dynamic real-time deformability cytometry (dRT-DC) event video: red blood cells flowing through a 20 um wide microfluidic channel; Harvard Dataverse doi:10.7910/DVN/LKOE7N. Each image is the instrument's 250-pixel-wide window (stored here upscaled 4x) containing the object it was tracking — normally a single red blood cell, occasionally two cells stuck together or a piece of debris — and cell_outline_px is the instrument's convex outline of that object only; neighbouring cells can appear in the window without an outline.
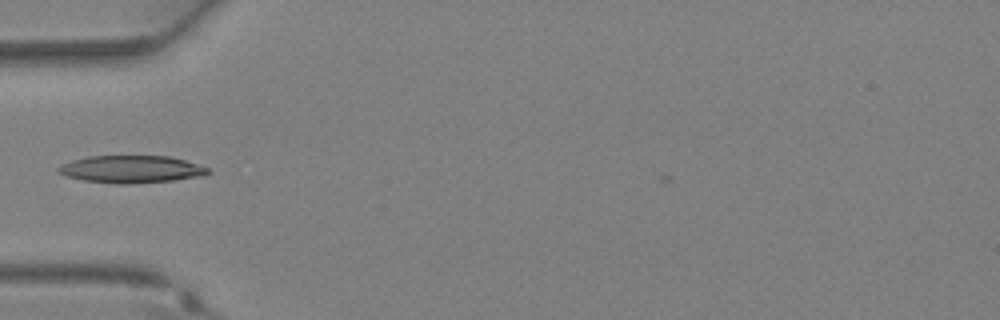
{"species": "Egyptian fruit bat (a non-hibernating species)", "species_latin": "Rousettus aegyptiacus", "temperature_condition": "warm", "stored_images_in_passage": 25, "camera_frame_rate_fps": 3000, "um_per_image_px": 0.085, "animal": {"sex": "female"}, "frame": {"image": 1, "passage_image": 1, "time_ms": 0.0, "image_size_px": [1000, 320], "cell_outline_px": [[208, 172], [200, 176], [172, 180], [124, 184], [116, 184], [84, 180], [64, 176], [56, 172], [56, 168], [72, 160], [88, 156], [172, 156], [208, 168]], "centroid_in_image_um": [11.08, 14.38], "position_along_channel_um": 73.9, "area_um2": 23.64}}
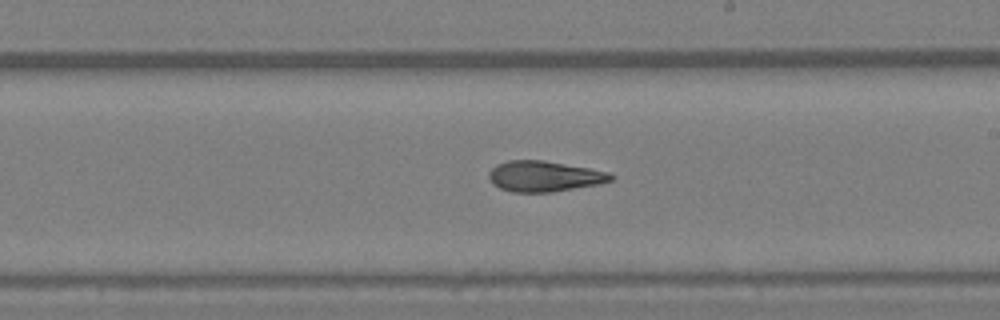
{"frame": {"image": 2, "passage_image": 10, "time_ms": 3.0, "image_size_px": [1000, 320], "cell_outline_px": [[616, 176], [612, 180], [600, 184], [552, 192], [512, 192], [500, 188], [492, 184], [488, 176], [488, 172], [496, 164], [508, 160], [544, 160], [588, 168], [608, 172]], "centroid_in_image_um": [46.25, 14.98], "position_along_channel_um": 242.8, "area_um2": 21.91}}
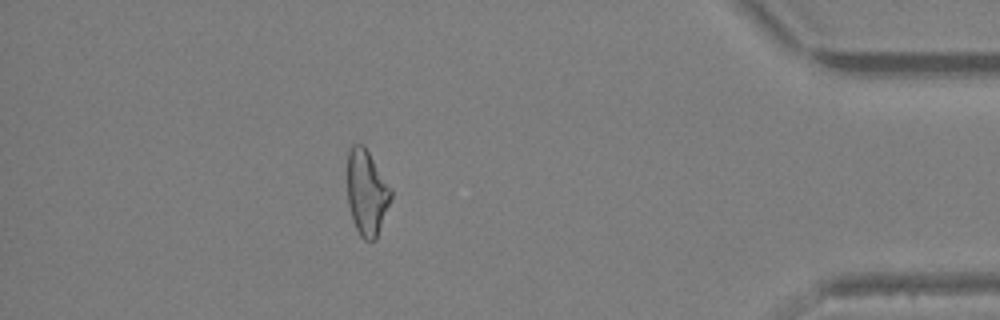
{"frame": {"image": 3, "passage_image": 21, "time_ms": 6.667, "image_size_px": [1000, 320], "cell_outline_px": [[392, 196], [376, 240], [364, 240], [360, 236], [352, 220], [348, 204], [348, 148], [352, 144], [364, 144], [392, 188]], "centroid_in_image_um": [31.18, 16.35], "position_along_channel_um": 404.0, "area_um2": 21.91}}